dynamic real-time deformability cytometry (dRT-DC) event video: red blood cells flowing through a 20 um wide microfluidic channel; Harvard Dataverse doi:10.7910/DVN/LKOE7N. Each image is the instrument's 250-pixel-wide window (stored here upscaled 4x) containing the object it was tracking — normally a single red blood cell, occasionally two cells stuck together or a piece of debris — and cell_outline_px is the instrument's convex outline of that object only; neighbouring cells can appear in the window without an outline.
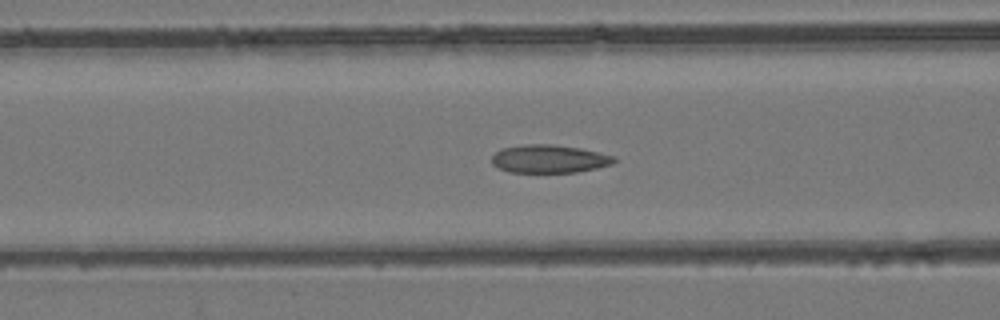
{"species": "common noctule bat (a hibernating species)", "species_latin": "Nyctalus noctula", "temperature_condition": "room temperature", "stored_images_in_passage": 54, "camera_frame_rate_fps": 3000, "um_per_image_px": 0.085, "animal": {"sex": "female", "body_mass_g": 24.6, "forearm_length_mm": 56.2}, "frame": {"image": 1, "passage_image": 22, "time_ms": 7.0, "image_size_px": [1000, 320], "cell_outline_px": [[616, 160], [612, 164], [596, 168], [576, 172], [508, 172], [492, 164], [492, 156], [500, 148], [524, 144], [552, 144], [580, 148], [616, 156]], "centroid_in_image_um": [46.67, 13.49], "position_along_channel_um": 119.9, "area_um2": 20.06}}
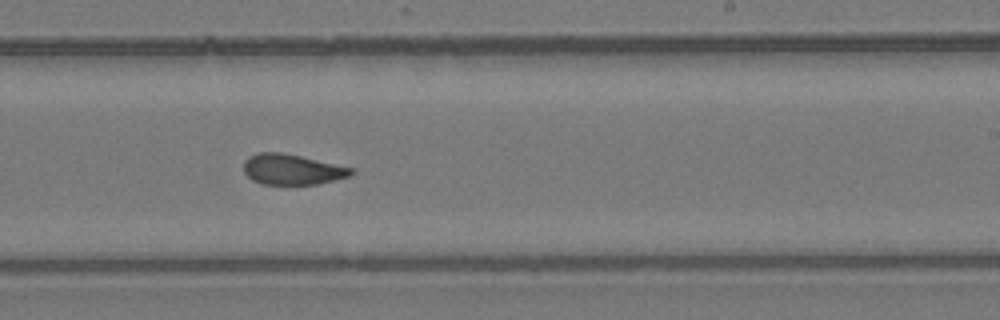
{"frame": {"image": 2, "passage_image": 33, "time_ms": 10.667, "image_size_px": [1000, 320], "cell_outline_px": [[356, 172], [352, 176], [316, 184], [264, 184], [252, 180], [244, 172], [244, 160], [248, 156], [260, 152], [280, 152], [300, 156], [352, 168]], "centroid_in_image_um": [24.83, 14.4], "position_along_channel_um": 264.2, "area_um2": 19.02}}
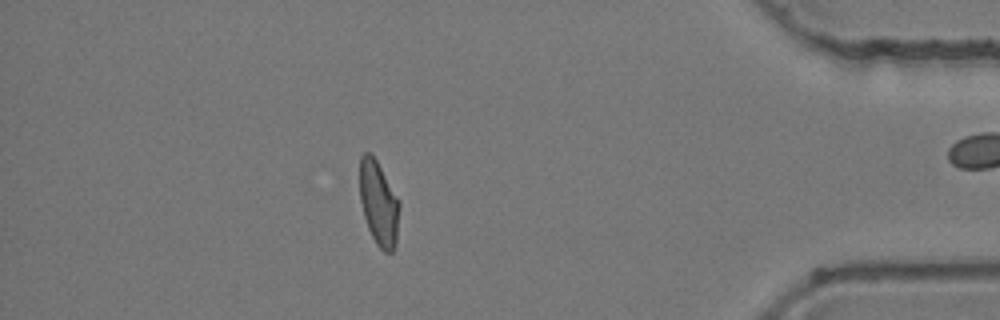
{"frame": {"image": 3, "passage_image": 47, "time_ms": 15.333, "image_size_px": [1000, 320], "cell_outline_px": [[400, 204], [396, 244], [392, 252], [384, 252], [376, 244], [368, 228], [364, 216], [360, 200], [360, 156], [364, 152], [372, 152], [400, 200]], "centroid_in_image_um": [32.2, 17.26], "position_along_channel_um": 403.0, "area_um2": 19.77}, "authors_computed_cell_mechanics": {"area_um2": 20.3167, "velocity_mm_per_s": 3.9314, "shape_relaxation_time_tau1_ms": null, "shape_relaxation_time_tau2_ms": 2.0672, "deformation_change_tau1": null, "deformation_change_tau2": 0.0776}}